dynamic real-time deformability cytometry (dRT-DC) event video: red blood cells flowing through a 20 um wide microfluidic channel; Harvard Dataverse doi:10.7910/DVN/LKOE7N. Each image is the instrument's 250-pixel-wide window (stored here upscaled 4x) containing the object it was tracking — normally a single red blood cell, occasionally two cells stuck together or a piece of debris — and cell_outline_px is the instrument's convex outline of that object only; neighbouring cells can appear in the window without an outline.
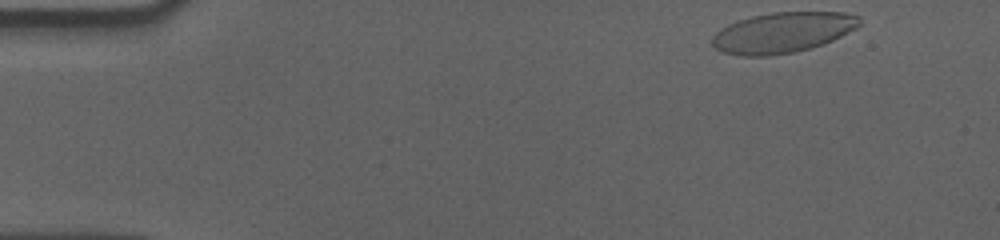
{"species": "human", "species_latin": "Homo sapiens", "temperature_condition": "cold", "stored_images_in_passage": 53, "camera_frame_rate_fps": 3000, "um_per_image_px": 0.085, "donor": {"sex": "male"}, "frame": {"image": 1, "passage_image": 1, "time_ms": 0.0, "image_size_px": [1000, 240], "cell_outline_px": [[860, 24], [856, 28], [832, 40], [808, 48], [792, 52], [768, 56], [740, 56], [724, 52], [716, 48], [712, 44], [712, 36], [720, 28], [736, 20], [752, 16], [772, 12], [844, 12], [860, 16]], "centroid_in_image_um": [66.49, 2.75], "position_along_channel_um": 18.5, "area_um2": 34.62}}
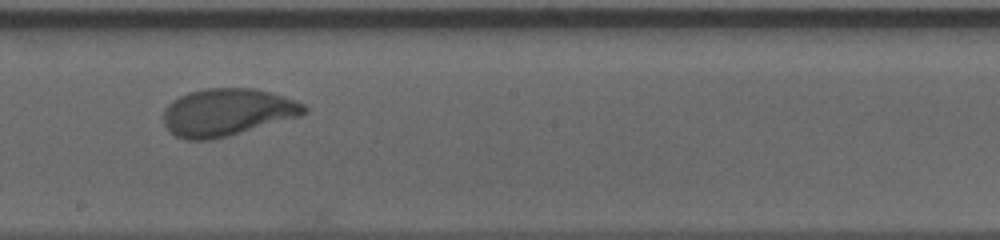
{"frame": {"image": 2, "passage_image": 28, "time_ms": 9.0, "image_size_px": [1000, 240], "cell_outline_px": [[308, 112], [300, 116], [228, 136], [212, 140], [184, 140], [176, 136], [164, 124], [164, 108], [172, 100], [188, 92], [204, 88], [256, 88], [284, 96], [296, 100], [304, 104], [308, 108]], "centroid_in_image_um": [19.32, 9.53], "position_along_channel_um": 228.9, "area_um2": 39.02}}
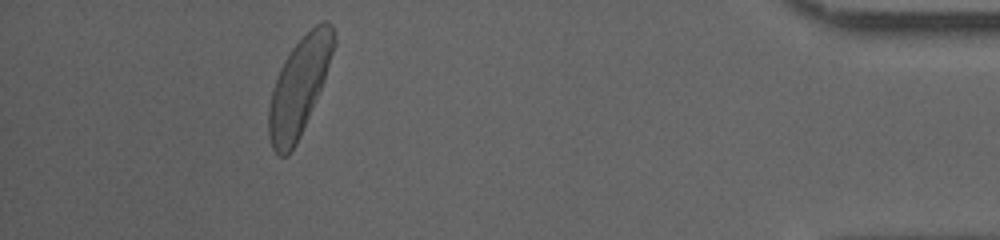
{"frame": {"image": 3, "passage_image": 48, "time_ms": 15.667, "image_size_px": [1000, 240], "cell_outline_px": [[336, 44], [324, 80], [300, 136], [296, 144], [288, 156], [280, 156], [272, 148], [268, 136], [268, 108], [272, 88], [280, 68], [284, 60], [292, 48], [316, 24], [324, 20], [328, 20], [332, 24], [336, 40]], "centroid_in_image_um": [25.42, 7.36], "position_along_channel_um": 409.8, "area_um2": 36.76}, "authors_computed_cell_mechanics": {"area_um2": 37.5122, "velocity_mm_per_s": 3.5251, "shape_relaxation_time_tau1_ms": 4.0462, "shape_relaxation_time_tau2_ms": 0.7984, "deformation_change_tau1": 0.1678, "deformation_change_tau2": 0.0664}}